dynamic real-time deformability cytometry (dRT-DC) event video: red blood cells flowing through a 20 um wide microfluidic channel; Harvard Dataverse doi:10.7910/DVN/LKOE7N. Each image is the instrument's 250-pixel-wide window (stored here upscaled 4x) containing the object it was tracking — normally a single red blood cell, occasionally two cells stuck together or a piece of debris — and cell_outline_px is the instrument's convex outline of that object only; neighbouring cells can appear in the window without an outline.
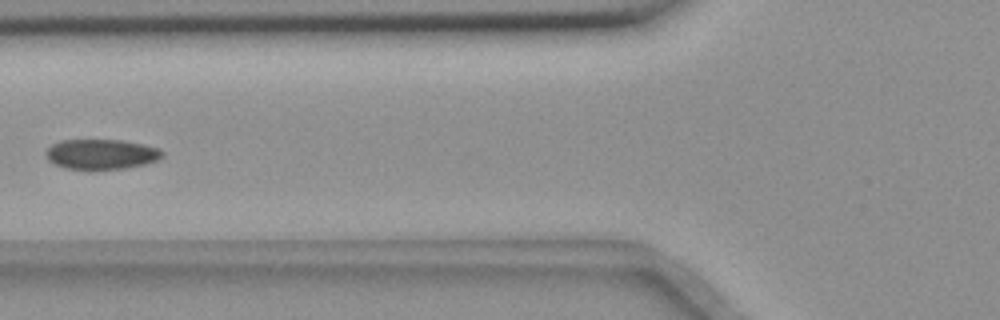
{"species": "common noctule bat (a hibernating species)", "species_latin": "Nyctalus noctula", "temperature_condition": "room temperature", "stored_images_in_passage": 6, "camera_frame_rate_fps": 3000, "um_per_image_px": 0.085, "animal": {"sex": "female", "body_mass_g": 18.4}, "frame": {"image": 1, "passage_image": 3, "time_ms": 2.333, "image_size_px": [1000, 320], "cell_outline_px": [[164, 156], [156, 160], [144, 164], [124, 168], [88, 172], [64, 168], [48, 160], [44, 152], [52, 144], [60, 140], [124, 140], [144, 144], [160, 148], [164, 152]], "centroid_in_image_um": [8.59, 13.13], "position_along_channel_um": 117.2, "area_um2": 21.1}}
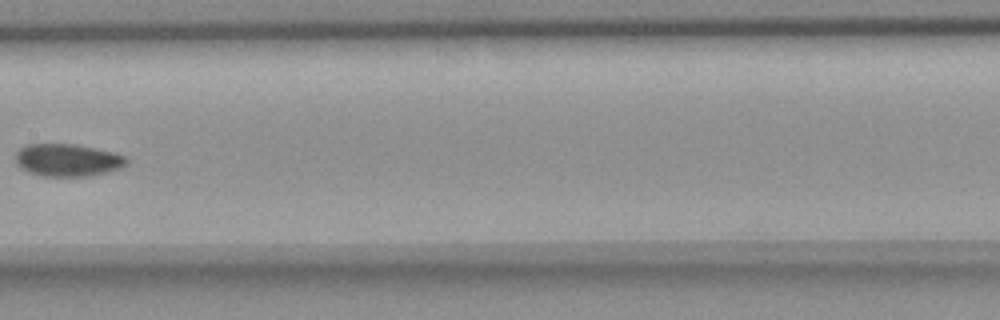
{"frame": {"image": 2, "passage_image": 5, "time_ms": 4.667, "image_size_px": [1000, 320], "cell_outline_px": [[128, 164], [120, 168], [88, 176], [44, 176], [28, 172], [16, 164], [16, 152], [24, 144], [72, 144], [112, 152], [124, 156], [128, 160]], "centroid_in_image_um": [5.71, 13.61], "position_along_channel_um": 201.7, "area_um2": 20.81}}
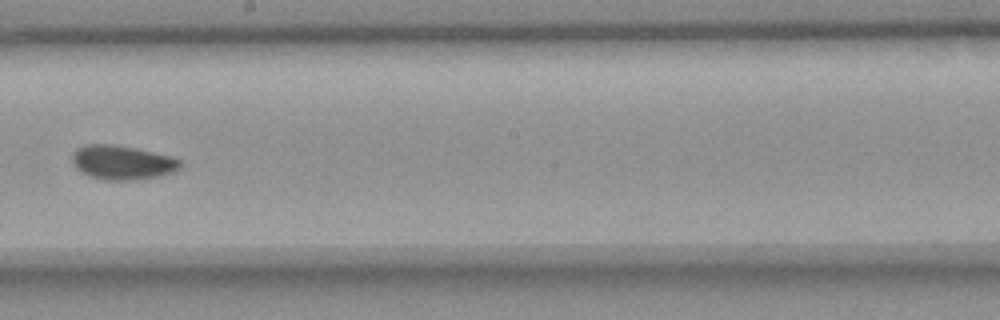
{"frame": {"image": 3, "passage_image": 6, "time_ms": 5.667, "image_size_px": [1000, 320], "cell_outline_px": [[184, 164], [180, 168], [172, 172], [156, 176], [128, 180], [104, 180], [88, 176], [80, 172], [72, 164], [72, 152], [76, 148], [84, 144], [112, 144], [136, 148], [172, 156], [180, 160]], "centroid_in_image_um": [10.35, 13.79], "position_along_channel_um": 237.8, "area_um2": 21.73}}